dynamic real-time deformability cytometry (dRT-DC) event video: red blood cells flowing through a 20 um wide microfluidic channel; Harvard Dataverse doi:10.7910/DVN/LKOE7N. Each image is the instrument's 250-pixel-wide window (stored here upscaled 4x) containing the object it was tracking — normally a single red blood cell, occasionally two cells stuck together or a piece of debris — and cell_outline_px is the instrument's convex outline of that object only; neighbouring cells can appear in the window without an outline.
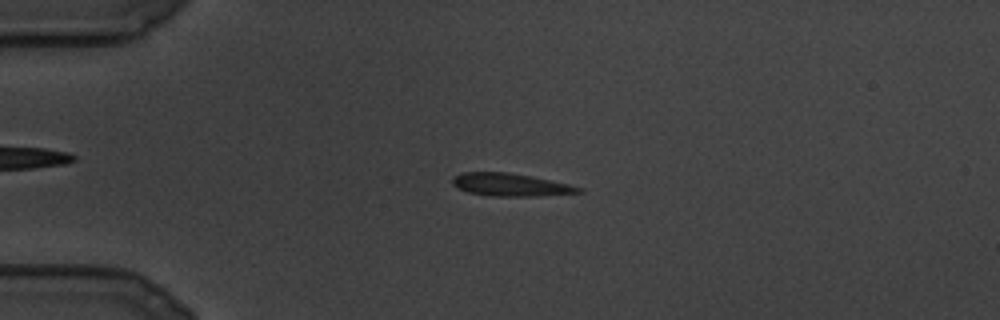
{"species": "common noctule bat (a hibernating species)", "species_latin": "Nyctalus noctula", "temperature_condition": "cold", "stored_images_in_passage": 83, "camera_frame_rate_fps": 3000, "um_per_image_px": 0.085, "animal": {"sex": "male", "body_mass_g": 19.5, "forearm_length_mm": 54.6}, "frame": {"image": 1, "passage_image": 2, "time_ms": 0.333, "image_size_px": [1000, 320], "cell_outline_px": [[584, 192], [536, 196], [492, 196], [468, 192], [452, 184], [452, 176], [460, 172], [508, 172], [532, 176], [568, 184], [584, 188]], "centroid_in_image_um": [43.38, 15.69], "position_along_channel_um": 41.6, "area_um2": 16.76}}
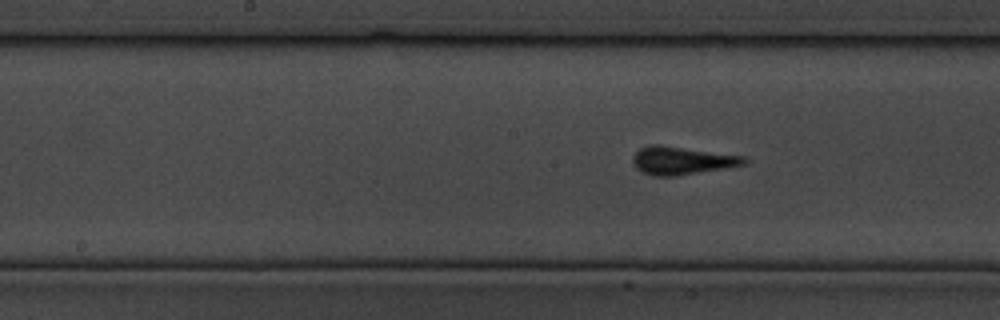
{"frame": {"image": 2, "passage_image": 30, "time_ms": 9.667, "image_size_px": [1000, 320], "cell_outline_px": [[748, 160], [744, 164], [724, 168], [676, 176], [652, 176], [636, 168], [632, 164], [632, 156], [640, 148], [648, 144], [660, 144], [748, 156]], "centroid_in_image_um": [57.95, 13.63], "position_along_channel_um": 190.3, "area_um2": 18.44}}
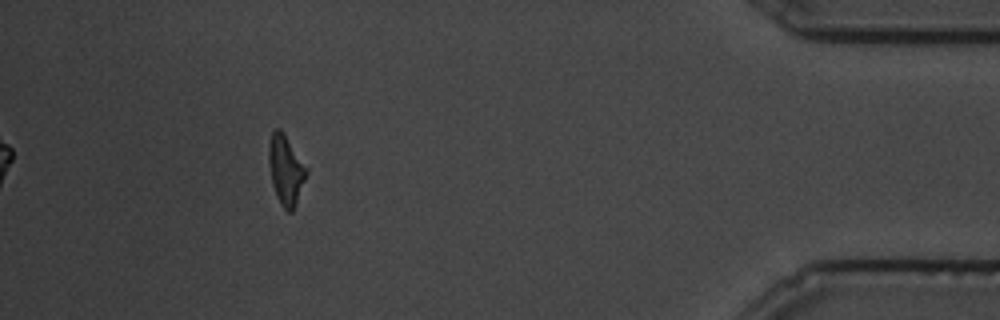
{"frame": {"image": 3, "passage_image": 73, "time_ms": 24.0, "image_size_px": [1000, 320], "cell_outline_px": [[308, 172], [292, 212], [288, 212], [280, 204], [276, 196], [272, 184], [268, 164], [268, 144], [272, 132], [276, 128], [280, 128], [284, 132], [308, 168]], "centroid_in_image_um": [24.28, 14.41], "position_along_channel_um": 410.9, "area_um2": 15.43}}